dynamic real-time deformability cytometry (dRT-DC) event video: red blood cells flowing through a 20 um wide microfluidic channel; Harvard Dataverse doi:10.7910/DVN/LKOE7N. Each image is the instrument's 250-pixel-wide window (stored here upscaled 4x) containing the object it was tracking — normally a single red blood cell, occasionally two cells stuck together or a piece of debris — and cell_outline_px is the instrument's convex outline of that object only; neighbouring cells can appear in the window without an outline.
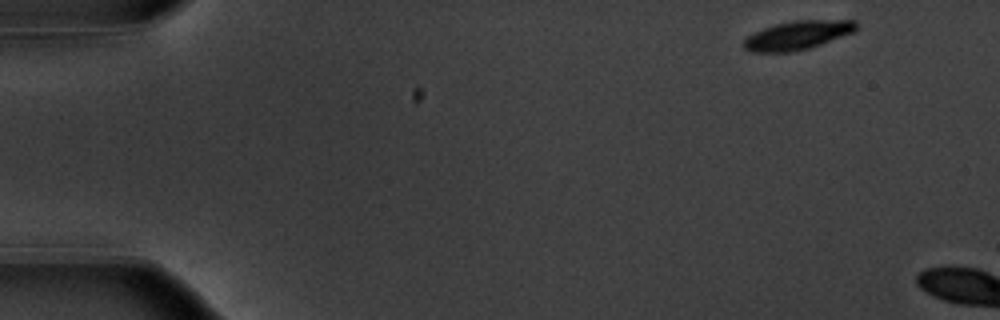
{"species": "common noctule bat (a hibernating species)", "species_latin": "Nyctalus noctula", "temperature_condition": "warm", "stored_images_in_passage": 3, "camera_frame_rate_fps": 3000, "um_per_image_px": 0.085, "animal": {"sex": "male", "body_mass_g": 20.1, "forearm_length_mm": 53.5}, "frame": {"image": 1, "passage_image": 1, "time_ms": 0.0, "image_size_px": [1000, 320], "cell_outline_px": [[860, 24], [856, 32], [808, 48], [792, 52], [752, 52], [744, 48], [744, 40], [748, 36], [764, 28], [776, 24], [796, 20], [856, 20]], "centroid_in_image_um": [67.87, 2.98], "position_along_channel_um": 17.1, "area_um2": 18.84}}